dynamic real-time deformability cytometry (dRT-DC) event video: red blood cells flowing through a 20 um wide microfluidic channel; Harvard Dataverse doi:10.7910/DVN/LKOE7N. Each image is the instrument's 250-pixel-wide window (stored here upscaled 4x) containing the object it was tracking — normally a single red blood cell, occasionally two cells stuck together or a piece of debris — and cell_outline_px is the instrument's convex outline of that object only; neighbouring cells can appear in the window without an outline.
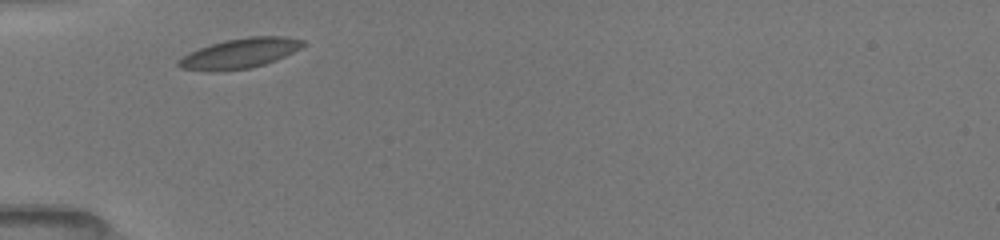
{"species": "common noctule bat (a hibernating species)", "species_latin": "Nyctalus noctula", "temperature_condition": "room temperature", "stored_images_in_passage": 39, "camera_frame_rate_fps": 3000, "um_per_image_px": 0.085, "animal": {"sex": "female", "body_mass_g": 19.5, "forearm_length_mm": 54.1}, "frame": {"image": 1, "passage_image": 1, "time_ms": 0.0, "image_size_px": [1000, 240], "cell_outline_px": [[304, 44], [300, 48], [276, 60], [252, 68], [216, 72], [208, 72], [180, 68], [176, 64], [176, 60], [180, 56], [200, 48], [212, 44], [228, 40], [248, 36], [284, 36], [304, 40]], "centroid_in_image_um": [20.33, 4.55], "position_along_channel_um": 64.7, "area_um2": 21.85}}
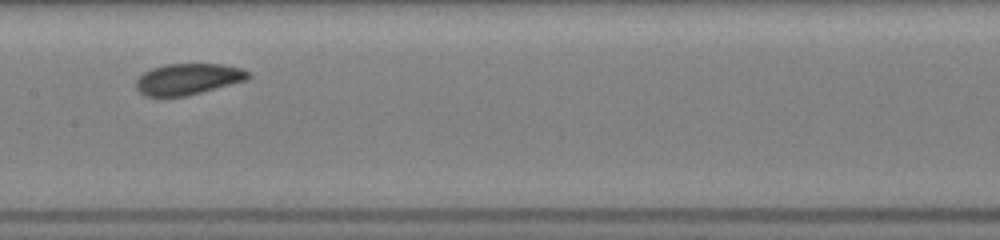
{"frame": {"image": 2, "passage_image": 16, "time_ms": 3.333, "image_size_px": [1000, 240], "cell_outline_px": [[252, 76], [248, 80], [188, 96], [144, 96], [136, 88], [136, 80], [144, 72], [152, 68], [168, 64], [220, 64], [244, 68], [252, 72]], "centroid_in_image_um": [16.06, 6.72], "position_along_channel_um": 191.3, "area_um2": 20.63}}
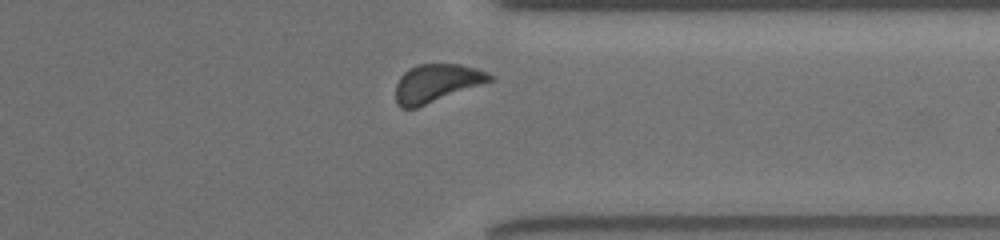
{"frame": {"image": 3, "passage_image": 34, "time_ms": 8.0, "image_size_px": [1000, 240], "cell_outline_px": [[492, 80], [416, 108], [400, 108], [396, 100], [396, 84], [400, 76], [408, 68], [416, 64], [460, 64], [476, 68], [488, 72], [492, 76]], "centroid_in_image_um": [37.06, 7.05], "position_along_channel_um": 374.3, "area_um2": 20.63}, "authors_computed_cell_mechanics": {"area_um2": 20.6346, "velocity_mm_per_s": 3.9512, "shape_relaxation_time_tau1_ms": 1.3619, "shape_relaxation_time_tau2_ms": 4.3294, "deformation_change_tau1": 0.0512, "deformation_change_tau2": 0.0725}}